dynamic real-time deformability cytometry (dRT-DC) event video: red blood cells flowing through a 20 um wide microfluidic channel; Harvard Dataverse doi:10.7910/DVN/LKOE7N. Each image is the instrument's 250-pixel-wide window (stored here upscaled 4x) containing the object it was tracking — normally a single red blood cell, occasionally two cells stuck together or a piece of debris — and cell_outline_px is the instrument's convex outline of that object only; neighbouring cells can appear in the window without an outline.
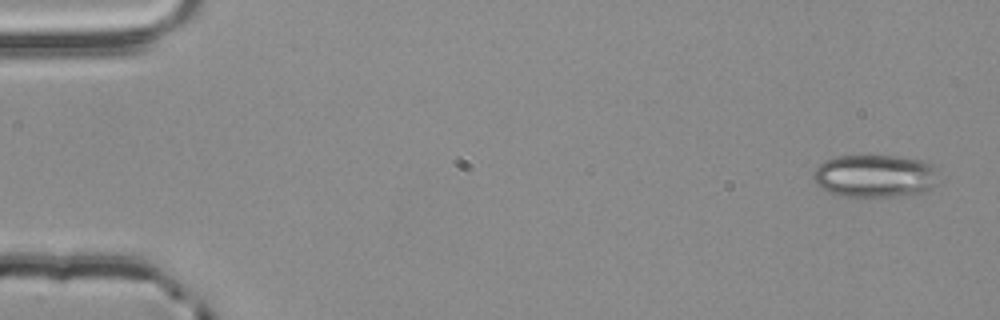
{"species": "common noctule bat (a hibernating species)", "species_latin": "Nyctalus noctula", "temperature_condition": "room temperature", "stored_images_in_passage": 4, "camera_frame_rate_fps": 3000, "um_per_image_px": 0.085, "animal": {"sex": "male", "body_mass_g": 20.4}, "frame": {"image": 1, "passage_image": 1, "time_ms": 0.0, "image_size_px": [1000, 320], "cell_outline_px": [[936, 184], [920, 196], [840, 196], [828, 192], [816, 184], [812, 180], [812, 172], [824, 160], [836, 156], [896, 156], [924, 160], [932, 164]], "centroid_in_image_um": [74.34, 14.97], "position_along_channel_um": 10.7, "area_um2": 31.56}}
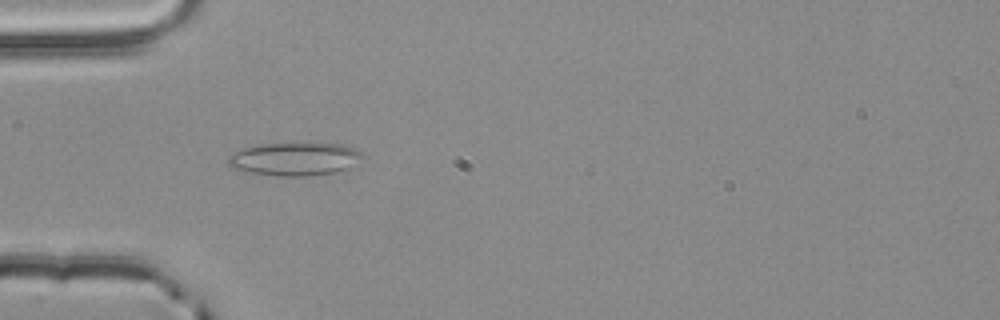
{"frame": {"image": 2, "passage_image": 4, "time_ms": 1.0, "image_size_px": [1000, 320], "cell_outline_px": [[364, 156], [348, 168], [336, 172], [308, 176], [276, 176], [244, 172], [232, 168], [228, 164], [228, 156], [244, 148], [260, 144], [344, 144], [360, 152]], "centroid_in_image_um": [25.01, 13.54], "position_along_channel_um": 60.0, "area_um2": 25.72}}